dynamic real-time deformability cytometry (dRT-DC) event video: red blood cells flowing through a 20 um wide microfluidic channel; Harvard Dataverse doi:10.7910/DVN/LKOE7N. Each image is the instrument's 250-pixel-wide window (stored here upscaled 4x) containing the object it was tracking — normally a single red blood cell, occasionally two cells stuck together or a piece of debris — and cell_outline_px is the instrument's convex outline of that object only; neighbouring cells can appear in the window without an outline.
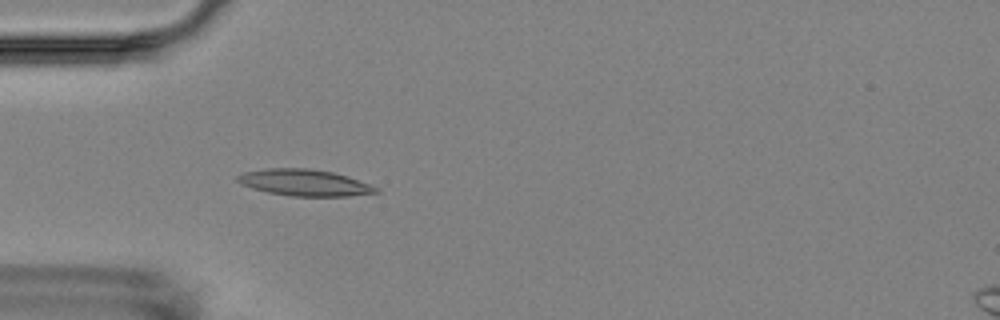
{"species": "Egyptian fruit bat (a non-hibernating species)", "species_latin": "Rousettus aegyptiacus", "temperature_condition": "room temperature", "stored_images_in_passage": 5, "camera_frame_rate_fps": 3000, "um_per_image_px": 0.085, "animal": {"sex": "female"}, "frame": {"image": 1, "passage_image": 5, "time_ms": 4.667, "image_size_px": [1000, 320], "cell_outline_px": [[380, 192], [348, 196], [288, 196], [268, 192], [252, 188], [240, 184], [236, 180], [236, 176], [244, 172], [268, 168], [308, 168], [332, 172], [348, 176], [380, 188]], "centroid_in_image_um": [25.88, 15.52], "position_along_channel_um": 59.1, "area_um2": 21.44}}